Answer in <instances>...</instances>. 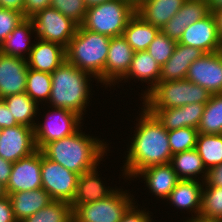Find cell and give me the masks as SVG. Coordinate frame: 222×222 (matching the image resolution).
<instances>
[{
	"mask_svg": "<svg viewBox=\"0 0 222 222\" xmlns=\"http://www.w3.org/2000/svg\"><path fill=\"white\" fill-rule=\"evenodd\" d=\"M56 116L47 117L42 124H36L34 128L35 144L41 150L51 141L70 136L79 130L82 117L67 109L54 107ZM49 118V119H48Z\"/></svg>",
	"mask_w": 222,
	"mask_h": 222,
	"instance_id": "obj_10",
	"label": "cell"
},
{
	"mask_svg": "<svg viewBox=\"0 0 222 222\" xmlns=\"http://www.w3.org/2000/svg\"><path fill=\"white\" fill-rule=\"evenodd\" d=\"M185 222H199V217H193L192 219H189Z\"/></svg>",
	"mask_w": 222,
	"mask_h": 222,
	"instance_id": "obj_53",
	"label": "cell"
},
{
	"mask_svg": "<svg viewBox=\"0 0 222 222\" xmlns=\"http://www.w3.org/2000/svg\"><path fill=\"white\" fill-rule=\"evenodd\" d=\"M211 93L203 87L186 79L158 82L144 97L146 109H167L186 104H206Z\"/></svg>",
	"mask_w": 222,
	"mask_h": 222,
	"instance_id": "obj_5",
	"label": "cell"
},
{
	"mask_svg": "<svg viewBox=\"0 0 222 222\" xmlns=\"http://www.w3.org/2000/svg\"><path fill=\"white\" fill-rule=\"evenodd\" d=\"M142 110L124 166L123 174L129 178L146 167L169 164L172 157L168 131L154 114L145 107Z\"/></svg>",
	"mask_w": 222,
	"mask_h": 222,
	"instance_id": "obj_1",
	"label": "cell"
},
{
	"mask_svg": "<svg viewBox=\"0 0 222 222\" xmlns=\"http://www.w3.org/2000/svg\"><path fill=\"white\" fill-rule=\"evenodd\" d=\"M199 222H222V220H207L199 217Z\"/></svg>",
	"mask_w": 222,
	"mask_h": 222,
	"instance_id": "obj_52",
	"label": "cell"
},
{
	"mask_svg": "<svg viewBox=\"0 0 222 222\" xmlns=\"http://www.w3.org/2000/svg\"><path fill=\"white\" fill-rule=\"evenodd\" d=\"M169 164L179 180H198L195 178L201 173H203V180L206 179L207 169L196 149L173 154Z\"/></svg>",
	"mask_w": 222,
	"mask_h": 222,
	"instance_id": "obj_28",
	"label": "cell"
},
{
	"mask_svg": "<svg viewBox=\"0 0 222 222\" xmlns=\"http://www.w3.org/2000/svg\"><path fill=\"white\" fill-rule=\"evenodd\" d=\"M0 8L21 12L24 10V0H0Z\"/></svg>",
	"mask_w": 222,
	"mask_h": 222,
	"instance_id": "obj_47",
	"label": "cell"
},
{
	"mask_svg": "<svg viewBox=\"0 0 222 222\" xmlns=\"http://www.w3.org/2000/svg\"><path fill=\"white\" fill-rule=\"evenodd\" d=\"M210 10L222 8V0H208Z\"/></svg>",
	"mask_w": 222,
	"mask_h": 222,
	"instance_id": "obj_49",
	"label": "cell"
},
{
	"mask_svg": "<svg viewBox=\"0 0 222 222\" xmlns=\"http://www.w3.org/2000/svg\"><path fill=\"white\" fill-rule=\"evenodd\" d=\"M39 188H42L41 150L12 163L10 178L5 186V191L8 195Z\"/></svg>",
	"mask_w": 222,
	"mask_h": 222,
	"instance_id": "obj_12",
	"label": "cell"
},
{
	"mask_svg": "<svg viewBox=\"0 0 222 222\" xmlns=\"http://www.w3.org/2000/svg\"><path fill=\"white\" fill-rule=\"evenodd\" d=\"M79 175L48 159L41 151L42 188L52 200L71 203Z\"/></svg>",
	"mask_w": 222,
	"mask_h": 222,
	"instance_id": "obj_9",
	"label": "cell"
},
{
	"mask_svg": "<svg viewBox=\"0 0 222 222\" xmlns=\"http://www.w3.org/2000/svg\"><path fill=\"white\" fill-rule=\"evenodd\" d=\"M12 170V162L0 156V183L7 185Z\"/></svg>",
	"mask_w": 222,
	"mask_h": 222,
	"instance_id": "obj_46",
	"label": "cell"
},
{
	"mask_svg": "<svg viewBox=\"0 0 222 222\" xmlns=\"http://www.w3.org/2000/svg\"><path fill=\"white\" fill-rule=\"evenodd\" d=\"M50 7L57 9L78 25L83 23L87 11L84 0H51Z\"/></svg>",
	"mask_w": 222,
	"mask_h": 222,
	"instance_id": "obj_38",
	"label": "cell"
},
{
	"mask_svg": "<svg viewBox=\"0 0 222 222\" xmlns=\"http://www.w3.org/2000/svg\"><path fill=\"white\" fill-rule=\"evenodd\" d=\"M51 86L50 73L28 69L25 92L37 104L40 101L49 100Z\"/></svg>",
	"mask_w": 222,
	"mask_h": 222,
	"instance_id": "obj_33",
	"label": "cell"
},
{
	"mask_svg": "<svg viewBox=\"0 0 222 222\" xmlns=\"http://www.w3.org/2000/svg\"><path fill=\"white\" fill-rule=\"evenodd\" d=\"M32 30H35L33 20L31 18H25L0 45V52L5 55L27 59L24 53L28 51L27 54L29 57L32 50L33 45L29 46Z\"/></svg>",
	"mask_w": 222,
	"mask_h": 222,
	"instance_id": "obj_26",
	"label": "cell"
},
{
	"mask_svg": "<svg viewBox=\"0 0 222 222\" xmlns=\"http://www.w3.org/2000/svg\"><path fill=\"white\" fill-rule=\"evenodd\" d=\"M6 195L7 194H6V191H5V186L0 183V199L5 197Z\"/></svg>",
	"mask_w": 222,
	"mask_h": 222,
	"instance_id": "obj_51",
	"label": "cell"
},
{
	"mask_svg": "<svg viewBox=\"0 0 222 222\" xmlns=\"http://www.w3.org/2000/svg\"><path fill=\"white\" fill-rule=\"evenodd\" d=\"M176 45L177 41L170 39L160 30L146 51L162 66L172 56Z\"/></svg>",
	"mask_w": 222,
	"mask_h": 222,
	"instance_id": "obj_36",
	"label": "cell"
},
{
	"mask_svg": "<svg viewBox=\"0 0 222 222\" xmlns=\"http://www.w3.org/2000/svg\"><path fill=\"white\" fill-rule=\"evenodd\" d=\"M111 38L78 26L66 48V61L104 84V68Z\"/></svg>",
	"mask_w": 222,
	"mask_h": 222,
	"instance_id": "obj_4",
	"label": "cell"
},
{
	"mask_svg": "<svg viewBox=\"0 0 222 222\" xmlns=\"http://www.w3.org/2000/svg\"><path fill=\"white\" fill-rule=\"evenodd\" d=\"M161 73V66L155 61L153 57L145 50L134 52L133 59L127 74L122 78L127 79L135 77L141 81H146L151 84L150 88L144 94L146 95L150 90H152L159 82V77Z\"/></svg>",
	"mask_w": 222,
	"mask_h": 222,
	"instance_id": "obj_27",
	"label": "cell"
},
{
	"mask_svg": "<svg viewBox=\"0 0 222 222\" xmlns=\"http://www.w3.org/2000/svg\"><path fill=\"white\" fill-rule=\"evenodd\" d=\"M202 189L199 217L207 220H222V188L205 186Z\"/></svg>",
	"mask_w": 222,
	"mask_h": 222,
	"instance_id": "obj_34",
	"label": "cell"
},
{
	"mask_svg": "<svg viewBox=\"0 0 222 222\" xmlns=\"http://www.w3.org/2000/svg\"><path fill=\"white\" fill-rule=\"evenodd\" d=\"M205 53L177 42L172 56L161 66L159 82L186 79L190 65Z\"/></svg>",
	"mask_w": 222,
	"mask_h": 222,
	"instance_id": "obj_19",
	"label": "cell"
},
{
	"mask_svg": "<svg viewBox=\"0 0 222 222\" xmlns=\"http://www.w3.org/2000/svg\"><path fill=\"white\" fill-rule=\"evenodd\" d=\"M159 31V28L154 27L135 13L129 19L122 36L135 52H139L147 50Z\"/></svg>",
	"mask_w": 222,
	"mask_h": 222,
	"instance_id": "obj_25",
	"label": "cell"
},
{
	"mask_svg": "<svg viewBox=\"0 0 222 222\" xmlns=\"http://www.w3.org/2000/svg\"><path fill=\"white\" fill-rule=\"evenodd\" d=\"M206 104L193 103L181 107L167 109H147L161 122L167 130H174L183 127L197 129Z\"/></svg>",
	"mask_w": 222,
	"mask_h": 222,
	"instance_id": "obj_17",
	"label": "cell"
},
{
	"mask_svg": "<svg viewBox=\"0 0 222 222\" xmlns=\"http://www.w3.org/2000/svg\"><path fill=\"white\" fill-rule=\"evenodd\" d=\"M97 174V169L95 168L78 177L76 192L70 203L72 211L79 205L109 197L115 191L114 189L105 188Z\"/></svg>",
	"mask_w": 222,
	"mask_h": 222,
	"instance_id": "obj_21",
	"label": "cell"
},
{
	"mask_svg": "<svg viewBox=\"0 0 222 222\" xmlns=\"http://www.w3.org/2000/svg\"><path fill=\"white\" fill-rule=\"evenodd\" d=\"M186 0H141L135 12L154 27L161 28L183 6Z\"/></svg>",
	"mask_w": 222,
	"mask_h": 222,
	"instance_id": "obj_20",
	"label": "cell"
},
{
	"mask_svg": "<svg viewBox=\"0 0 222 222\" xmlns=\"http://www.w3.org/2000/svg\"><path fill=\"white\" fill-rule=\"evenodd\" d=\"M203 184L199 180H179L175 188L169 194L167 201H171L174 206L181 209L194 211L199 217L201 211Z\"/></svg>",
	"mask_w": 222,
	"mask_h": 222,
	"instance_id": "obj_24",
	"label": "cell"
},
{
	"mask_svg": "<svg viewBox=\"0 0 222 222\" xmlns=\"http://www.w3.org/2000/svg\"><path fill=\"white\" fill-rule=\"evenodd\" d=\"M197 130L203 134H222V93L211 95Z\"/></svg>",
	"mask_w": 222,
	"mask_h": 222,
	"instance_id": "obj_31",
	"label": "cell"
},
{
	"mask_svg": "<svg viewBox=\"0 0 222 222\" xmlns=\"http://www.w3.org/2000/svg\"><path fill=\"white\" fill-rule=\"evenodd\" d=\"M89 77L93 76L65 61L51 73L49 101L52 107L67 109L82 117L90 95Z\"/></svg>",
	"mask_w": 222,
	"mask_h": 222,
	"instance_id": "obj_3",
	"label": "cell"
},
{
	"mask_svg": "<svg viewBox=\"0 0 222 222\" xmlns=\"http://www.w3.org/2000/svg\"><path fill=\"white\" fill-rule=\"evenodd\" d=\"M134 52L123 36L111 38L104 68L105 85L121 81L129 71Z\"/></svg>",
	"mask_w": 222,
	"mask_h": 222,
	"instance_id": "obj_16",
	"label": "cell"
},
{
	"mask_svg": "<svg viewBox=\"0 0 222 222\" xmlns=\"http://www.w3.org/2000/svg\"><path fill=\"white\" fill-rule=\"evenodd\" d=\"M135 5L129 0H109L87 8L81 26L110 38L122 36L129 19L135 14Z\"/></svg>",
	"mask_w": 222,
	"mask_h": 222,
	"instance_id": "obj_6",
	"label": "cell"
},
{
	"mask_svg": "<svg viewBox=\"0 0 222 222\" xmlns=\"http://www.w3.org/2000/svg\"><path fill=\"white\" fill-rule=\"evenodd\" d=\"M185 29L186 27H183V21L181 20L180 8V10L161 28V31L170 39L178 42Z\"/></svg>",
	"mask_w": 222,
	"mask_h": 222,
	"instance_id": "obj_40",
	"label": "cell"
},
{
	"mask_svg": "<svg viewBox=\"0 0 222 222\" xmlns=\"http://www.w3.org/2000/svg\"><path fill=\"white\" fill-rule=\"evenodd\" d=\"M129 1H131L136 6L141 0H129Z\"/></svg>",
	"mask_w": 222,
	"mask_h": 222,
	"instance_id": "obj_54",
	"label": "cell"
},
{
	"mask_svg": "<svg viewBox=\"0 0 222 222\" xmlns=\"http://www.w3.org/2000/svg\"><path fill=\"white\" fill-rule=\"evenodd\" d=\"M82 133L78 130L70 136L51 141L41 151L48 159L80 176L97 168L107 149L106 142L104 144Z\"/></svg>",
	"mask_w": 222,
	"mask_h": 222,
	"instance_id": "obj_2",
	"label": "cell"
},
{
	"mask_svg": "<svg viewBox=\"0 0 222 222\" xmlns=\"http://www.w3.org/2000/svg\"><path fill=\"white\" fill-rule=\"evenodd\" d=\"M134 204L123 214L120 222H151L149 213L136 209Z\"/></svg>",
	"mask_w": 222,
	"mask_h": 222,
	"instance_id": "obj_41",
	"label": "cell"
},
{
	"mask_svg": "<svg viewBox=\"0 0 222 222\" xmlns=\"http://www.w3.org/2000/svg\"><path fill=\"white\" fill-rule=\"evenodd\" d=\"M205 186H217L222 188V163L207 170Z\"/></svg>",
	"mask_w": 222,
	"mask_h": 222,
	"instance_id": "obj_43",
	"label": "cell"
},
{
	"mask_svg": "<svg viewBox=\"0 0 222 222\" xmlns=\"http://www.w3.org/2000/svg\"><path fill=\"white\" fill-rule=\"evenodd\" d=\"M107 1H109V0H84L87 8L99 5V4L107 2Z\"/></svg>",
	"mask_w": 222,
	"mask_h": 222,
	"instance_id": "obj_50",
	"label": "cell"
},
{
	"mask_svg": "<svg viewBox=\"0 0 222 222\" xmlns=\"http://www.w3.org/2000/svg\"><path fill=\"white\" fill-rule=\"evenodd\" d=\"M198 130L192 127H183L168 131L171 153L195 149Z\"/></svg>",
	"mask_w": 222,
	"mask_h": 222,
	"instance_id": "obj_35",
	"label": "cell"
},
{
	"mask_svg": "<svg viewBox=\"0 0 222 222\" xmlns=\"http://www.w3.org/2000/svg\"><path fill=\"white\" fill-rule=\"evenodd\" d=\"M0 222H18L8 195L0 199Z\"/></svg>",
	"mask_w": 222,
	"mask_h": 222,
	"instance_id": "obj_44",
	"label": "cell"
},
{
	"mask_svg": "<svg viewBox=\"0 0 222 222\" xmlns=\"http://www.w3.org/2000/svg\"><path fill=\"white\" fill-rule=\"evenodd\" d=\"M178 43L198 48L204 53L220 51L222 41L212 12L186 27Z\"/></svg>",
	"mask_w": 222,
	"mask_h": 222,
	"instance_id": "obj_14",
	"label": "cell"
},
{
	"mask_svg": "<svg viewBox=\"0 0 222 222\" xmlns=\"http://www.w3.org/2000/svg\"><path fill=\"white\" fill-rule=\"evenodd\" d=\"M3 100L18 124L35 128L36 123L32 120L36 116L38 104L26 92L9 95Z\"/></svg>",
	"mask_w": 222,
	"mask_h": 222,
	"instance_id": "obj_29",
	"label": "cell"
},
{
	"mask_svg": "<svg viewBox=\"0 0 222 222\" xmlns=\"http://www.w3.org/2000/svg\"><path fill=\"white\" fill-rule=\"evenodd\" d=\"M15 218L22 222L27 217L38 212L53 200L45 189L22 191L8 194Z\"/></svg>",
	"mask_w": 222,
	"mask_h": 222,
	"instance_id": "obj_23",
	"label": "cell"
},
{
	"mask_svg": "<svg viewBox=\"0 0 222 222\" xmlns=\"http://www.w3.org/2000/svg\"><path fill=\"white\" fill-rule=\"evenodd\" d=\"M51 5V0H24L23 16L31 18L38 11L48 8Z\"/></svg>",
	"mask_w": 222,
	"mask_h": 222,
	"instance_id": "obj_42",
	"label": "cell"
},
{
	"mask_svg": "<svg viewBox=\"0 0 222 222\" xmlns=\"http://www.w3.org/2000/svg\"><path fill=\"white\" fill-rule=\"evenodd\" d=\"M211 12L208 0H186L181 7L183 27L203 19Z\"/></svg>",
	"mask_w": 222,
	"mask_h": 222,
	"instance_id": "obj_37",
	"label": "cell"
},
{
	"mask_svg": "<svg viewBox=\"0 0 222 222\" xmlns=\"http://www.w3.org/2000/svg\"><path fill=\"white\" fill-rule=\"evenodd\" d=\"M116 189L109 197L77 206L72 211L73 222H120L133 204L132 196Z\"/></svg>",
	"mask_w": 222,
	"mask_h": 222,
	"instance_id": "obj_7",
	"label": "cell"
},
{
	"mask_svg": "<svg viewBox=\"0 0 222 222\" xmlns=\"http://www.w3.org/2000/svg\"><path fill=\"white\" fill-rule=\"evenodd\" d=\"M37 150L34 128L21 124L1 128L0 156L2 158L13 163L30 156Z\"/></svg>",
	"mask_w": 222,
	"mask_h": 222,
	"instance_id": "obj_11",
	"label": "cell"
},
{
	"mask_svg": "<svg viewBox=\"0 0 222 222\" xmlns=\"http://www.w3.org/2000/svg\"><path fill=\"white\" fill-rule=\"evenodd\" d=\"M186 80L195 83L211 94L222 93V54L205 53L189 67Z\"/></svg>",
	"mask_w": 222,
	"mask_h": 222,
	"instance_id": "obj_13",
	"label": "cell"
},
{
	"mask_svg": "<svg viewBox=\"0 0 222 222\" xmlns=\"http://www.w3.org/2000/svg\"><path fill=\"white\" fill-rule=\"evenodd\" d=\"M28 69L27 59L0 52V99L25 92Z\"/></svg>",
	"mask_w": 222,
	"mask_h": 222,
	"instance_id": "obj_15",
	"label": "cell"
},
{
	"mask_svg": "<svg viewBox=\"0 0 222 222\" xmlns=\"http://www.w3.org/2000/svg\"><path fill=\"white\" fill-rule=\"evenodd\" d=\"M211 12L215 17L218 33H219L220 39L222 41V8L213 9Z\"/></svg>",
	"mask_w": 222,
	"mask_h": 222,
	"instance_id": "obj_48",
	"label": "cell"
},
{
	"mask_svg": "<svg viewBox=\"0 0 222 222\" xmlns=\"http://www.w3.org/2000/svg\"><path fill=\"white\" fill-rule=\"evenodd\" d=\"M66 61V48L57 43L39 39L33 44L29 57L28 68L52 73Z\"/></svg>",
	"mask_w": 222,
	"mask_h": 222,
	"instance_id": "obj_18",
	"label": "cell"
},
{
	"mask_svg": "<svg viewBox=\"0 0 222 222\" xmlns=\"http://www.w3.org/2000/svg\"><path fill=\"white\" fill-rule=\"evenodd\" d=\"M204 166L208 170L222 163V134L198 133L196 147Z\"/></svg>",
	"mask_w": 222,
	"mask_h": 222,
	"instance_id": "obj_30",
	"label": "cell"
},
{
	"mask_svg": "<svg viewBox=\"0 0 222 222\" xmlns=\"http://www.w3.org/2000/svg\"><path fill=\"white\" fill-rule=\"evenodd\" d=\"M31 19L39 39L57 43L64 48L68 47L79 26L52 7L38 11Z\"/></svg>",
	"mask_w": 222,
	"mask_h": 222,
	"instance_id": "obj_8",
	"label": "cell"
},
{
	"mask_svg": "<svg viewBox=\"0 0 222 222\" xmlns=\"http://www.w3.org/2000/svg\"><path fill=\"white\" fill-rule=\"evenodd\" d=\"M22 222H73L71 205L64 201L53 200Z\"/></svg>",
	"mask_w": 222,
	"mask_h": 222,
	"instance_id": "obj_32",
	"label": "cell"
},
{
	"mask_svg": "<svg viewBox=\"0 0 222 222\" xmlns=\"http://www.w3.org/2000/svg\"><path fill=\"white\" fill-rule=\"evenodd\" d=\"M18 125L3 99H0V128H10Z\"/></svg>",
	"mask_w": 222,
	"mask_h": 222,
	"instance_id": "obj_45",
	"label": "cell"
},
{
	"mask_svg": "<svg viewBox=\"0 0 222 222\" xmlns=\"http://www.w3.org/2000/svg\"><path fill=\"white\" fill-rule=\"evenodd\" d=\"M144 176L148 188L162 199L168 198L179 181L176 172L170 164L152 165L139 171L136 176Z\"/></svg>",
	"mask_w": 222,
	"mask_h": 222,
	"instance_id": "obj_22",
	"label": "cell"
},
{
	"mask_svg": "<svg viewBox=\"0 0 222 222\" xmlns=\"http://www.w3.org/2000/svg\"><path fill=\"white\" fill-rule=\"evenodd\" d=\"M24 19L21 12L0 8V45Z\"/></svg>",
	"mask_w": 222,
	"mask_h": 222,
	"instance_id": "obj_39",
	"label": "cell"
}]
</instances>
